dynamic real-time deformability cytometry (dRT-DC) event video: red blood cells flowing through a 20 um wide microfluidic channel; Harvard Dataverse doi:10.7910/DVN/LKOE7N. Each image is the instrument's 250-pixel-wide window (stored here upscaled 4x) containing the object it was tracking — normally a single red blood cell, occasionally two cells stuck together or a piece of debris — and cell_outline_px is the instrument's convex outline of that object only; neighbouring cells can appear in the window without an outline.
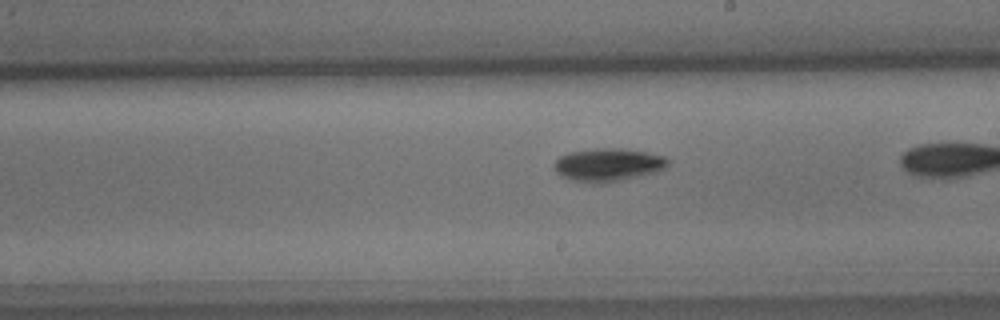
{"species": "common noctule bat (a hibernating species)", "species_latin": "Nyctalus noctula", "temperature_condition": "cold", "stored_images_in_passage": 37, "camera_frame_rate_fps": 3000, "um_per_image_px": 0.085, "animal": {"sex": "male", "body_mass_g": 15.6}, "frame": {"image": 1, "passage_image": 25, "time_ms": 8.0, "image_size_px": [1000, 320], "cell_outline_px": [[668, 164], [664, 168], [656, 172], [604, 184], [592, 184], [572, 180], [560, 176], [556, 172], [552, 164], [560, 156], [568, 152], [596, 148], [624, 148], [648, 152], [664, 156], [668, 160]], "centroid_in_image_um": [51.65, 14.01], "position_along_channel_um": 237.4, "area_um2": 22.25}}
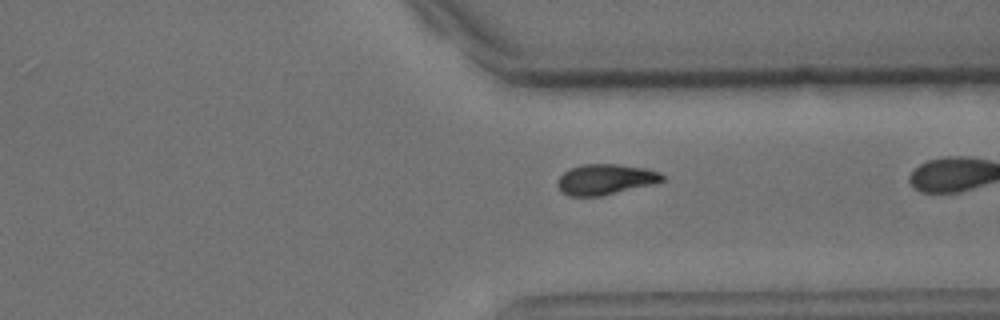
{"frame": {"image": 2, "passage_image": 35, "time_ms": 11.333, "image_size_px": [1000, 320], "cell_outline_px": [[664, 180], [600, 196], [568, 196], [556, 184], [556, 180], [568, 168], [580, 164], [620, 164], [644, 168], [660, 172], [664, 176]], "centroid_in_image_um": [51.39, 15.22], "position_along_channel_um": 360.0, "area_um2": 18.38}}